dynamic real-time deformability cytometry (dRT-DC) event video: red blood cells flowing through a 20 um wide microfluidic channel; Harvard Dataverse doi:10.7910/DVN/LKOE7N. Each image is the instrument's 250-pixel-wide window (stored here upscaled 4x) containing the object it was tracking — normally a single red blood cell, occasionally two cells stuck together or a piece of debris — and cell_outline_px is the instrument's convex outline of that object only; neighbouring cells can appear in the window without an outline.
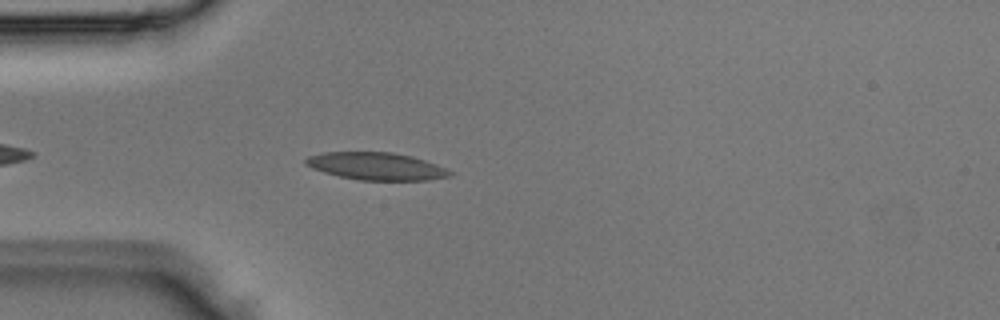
{"species": "Egyptian fruit bat (a non-hibernating species)", "species_latin": "Rousettus aegyptiacus", "temperature_condition": "room temperature", "stored_images_in_passage": 3, "camera_frame_rate_fps": 3000, "um_per_image_px": 0.085, "animal": {"sex": "male"}, "frame": {"image": 1, "passage_image": 3, "time_ms": 0.667, "image_size_px": [1000, 320], "cell_outline_px": [[456, 172], [452, 176], [428, 180], [360, 180], [340, 176], [324, 172], [312, 168], [304, 164], [304, 160], [308, 156], [324, 152], [392, 152], [412, 156], [436, 164]], "centroid_in_image_um": [32.02, 14.13], "position_along_channel_um": 53.0, "area_um2": 23.18}}